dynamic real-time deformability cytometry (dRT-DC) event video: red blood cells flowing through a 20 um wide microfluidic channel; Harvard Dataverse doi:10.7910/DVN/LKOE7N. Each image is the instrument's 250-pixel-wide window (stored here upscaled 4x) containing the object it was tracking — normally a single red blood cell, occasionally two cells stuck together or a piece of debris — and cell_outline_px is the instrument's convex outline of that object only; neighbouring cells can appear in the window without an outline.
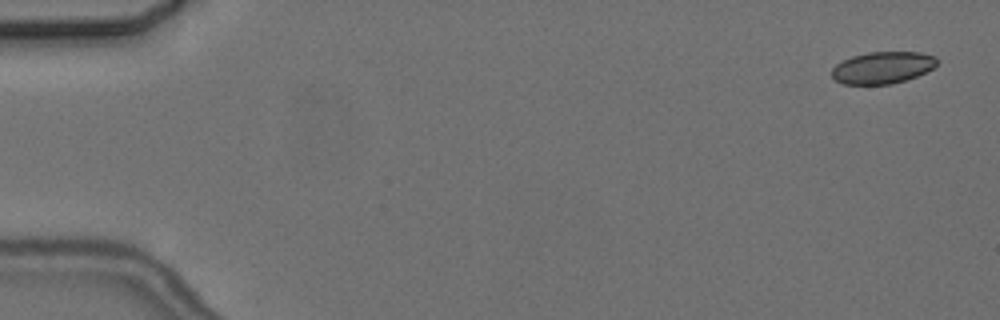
{"species": "common noctule bat (a hibernating species)", "species_latin": "Nyctalus noctula", "temperature_condition": "cold", "stored_images_in_passage": 9, "camera_frame_rate_fps": 3000, "um_per_image_px": 0.085, "animal": {"sex": "female", "body_mass_g": 24.6, "forearm_length_mm": 56.2}, "frame": {"image": 1, "passage_image": 1, "time_ms": 0.0, "image_size_px": [1000, 320], "cell_outline_px": [[936, 64], [932, 68], [916, 76], [892, 84], [844, 84], [836, 80], [832, 76], [832, 68], [836, 64], [852, 56], [868, 52], [920, 52], [936, 56]], "centroid_in_image_um": [75.0, 5.74], "position_along_channel_um": 10.0, "area_um2": 19.36}}
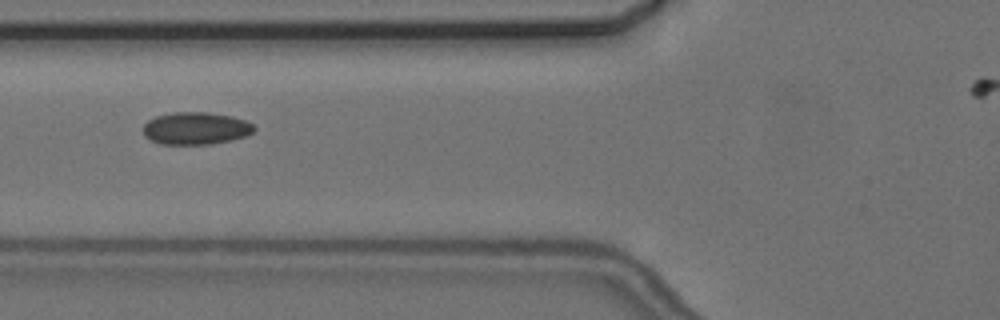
{"frame": {"image": 2, "passage_image": 6, "time_ms": 6.667, "image_size_px": [1000, 320], "cell_outline_px": [[256, 128], [252, 132], [244, 136], [232, 140], [212, 144], [160, 144], [144, 136], [144, 124], [148, 120], [156, 116], [172, 112], [208, 112], [232, 116], [244, 120], [252, 124]], "centroid_in_image_um": [16.63, 10.9], "position_along_channel_um": 109.2, "area_um2": 20.92}}
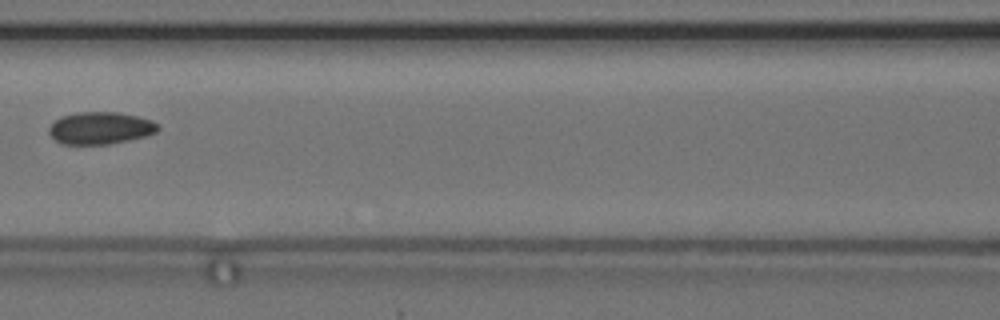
{"frame": {"image": 3, "passage_image": 7, "time_ms": 8.0, "image_size_px": [1000, 320], "cell_outline_px": [[160, 128], [156, 132], [144, 136], [128, 140], [108, 144], [60, 144], [48, 132], [48, 128], [60, 116], [76, 112], [116, 112], [136, 116], [152, 120], [160, 124]], "centroid_in_image_um": [8.53, 10.88], "position_along_channel_um": 158.1, "area_um2": 20.46}}